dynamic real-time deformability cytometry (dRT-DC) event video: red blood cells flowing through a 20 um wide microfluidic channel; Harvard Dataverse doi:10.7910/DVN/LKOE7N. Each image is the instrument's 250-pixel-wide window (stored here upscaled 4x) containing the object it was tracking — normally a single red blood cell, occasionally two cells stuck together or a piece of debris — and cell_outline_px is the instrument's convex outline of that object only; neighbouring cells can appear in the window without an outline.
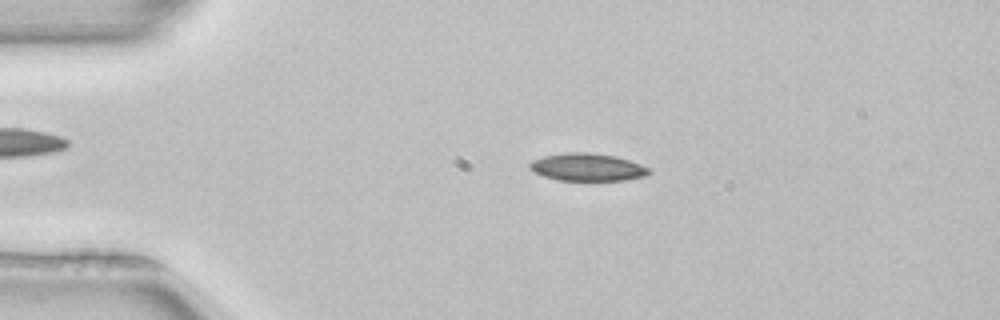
{"species": "common noctule bat (a hibernating species)", "species_latin": "Nyctalus noctula", "temperature_condition": "room temperature", "stored_images_in_passage": 50, "camera_frame_rate_fps": 3000, "um_per_image_px": 0.085, "animal": {"sex": "female", "body_mass_g": 22.7, "forearm_length_mm": 54.2}, "frame": {"image": 1, "passage_image": 10, "time_ms": 3.0, "image_size_px": [1000, 320], "cell_outline_px": [[652, 172], [644, 176], [624, 180], [556, 180], [544, 176], [528, 168], [528, 164], [532, 160], [544, 156], [568, 152], [588, 152], [616, 156], [640, 164], [648, 168]], "centroid_in_image_um": [49.91, 14.2], "position_along_channel_um": 35.1, "area_um2": 19.07}}
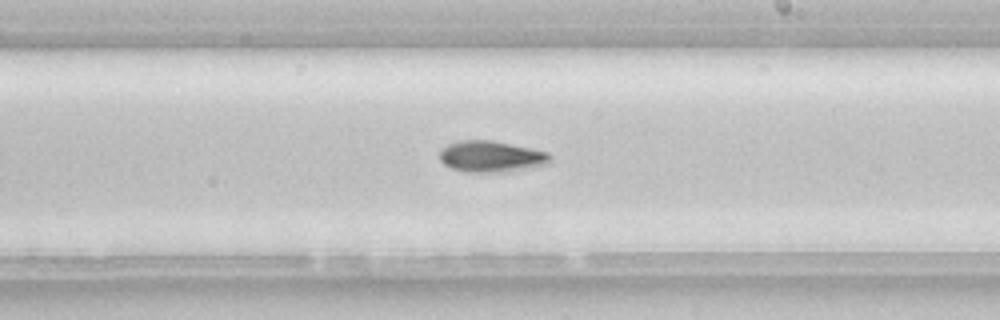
{"frame": {"image": 2, "passage_image": 29, "time_ms": 9.333, "image_size_px": [1000, 320], "cell_outline_px": [[552, 160], [544, 164], [500, 172], [468, 172], [452, 168], [444, 164], [440, 160], [440, 148], [448, 144], [460, 140], [492, 140], [532, 148], [548, 152], [552, 156]], "centroid_in_image_um": [41.71, 13.28], "position_along_channel_um": 247.3, "area_um2": 19.94}}
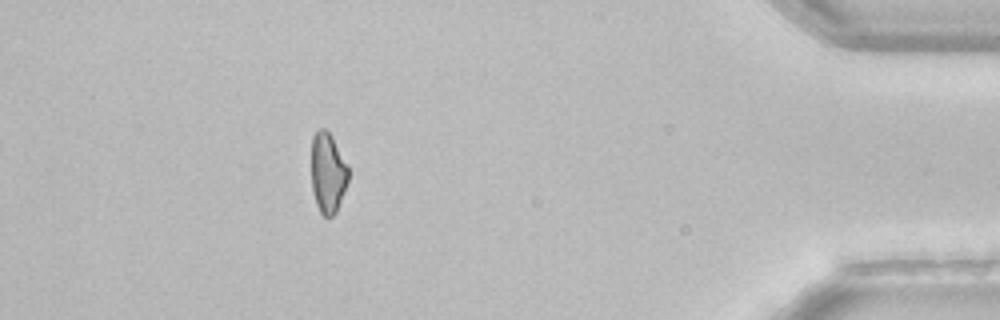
{"frame": {"image": 3, "passage_image": 45, "time_ms": 14.667, "image_size_px": [1000, 320], "cell_outline_px": [[348, 180], [336, 212], [332, 216], [324, 216], [320, 212], [316, 204], [312, 188], [312, 136], [320, 128], [324, 128], [332, 136], [348, 164]], "centroid_in_image_um": [27.87, 14.67], "position_along_channel_um": 407.3, "area_um2": 17.22}}